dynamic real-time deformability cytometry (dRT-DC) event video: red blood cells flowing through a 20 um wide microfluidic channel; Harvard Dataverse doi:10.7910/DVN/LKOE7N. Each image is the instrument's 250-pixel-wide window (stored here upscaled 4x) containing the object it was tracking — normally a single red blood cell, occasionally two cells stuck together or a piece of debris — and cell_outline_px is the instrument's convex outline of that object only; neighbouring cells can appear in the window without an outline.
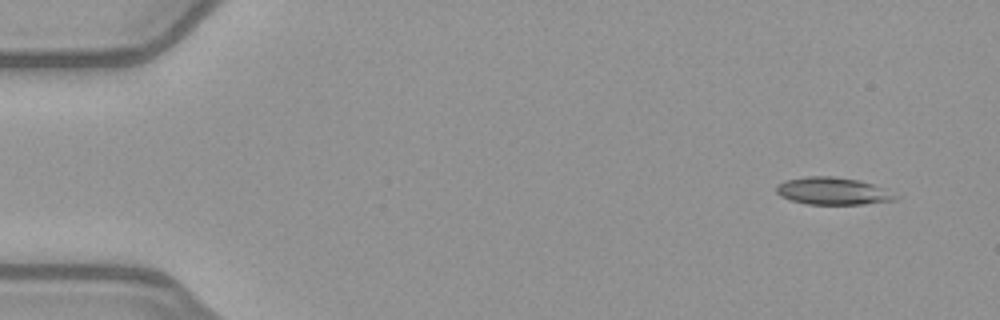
{"species": "common noctule bat (a hibernating species)", "species_latin": "Nyctalus noctula", "temperature_condition": "warm", "stored_images_in_passage": 49, "camera_frame_rate_fps": 3000, "um_per_image_px": 0.085, "animal": {"sex": "female", "body_mass_g": 21.9}, "frame": {"image": 1, "passage_image": 1, "time_ms": 0.0, "image_size_px": [1000, 320], "cell_outline_px": [[896, 200], [864, 204], [808, 204], [792, 200], [780, 196], [776, 192], [776, 184], [784, 180], [804, 176], [832, 176], [860, 180], [872, 184], [896, 196]], "centroid_in_image_um": [70.7, 16.23], "position_along_channel_um": 14.3, "area_um2": 18.79}}
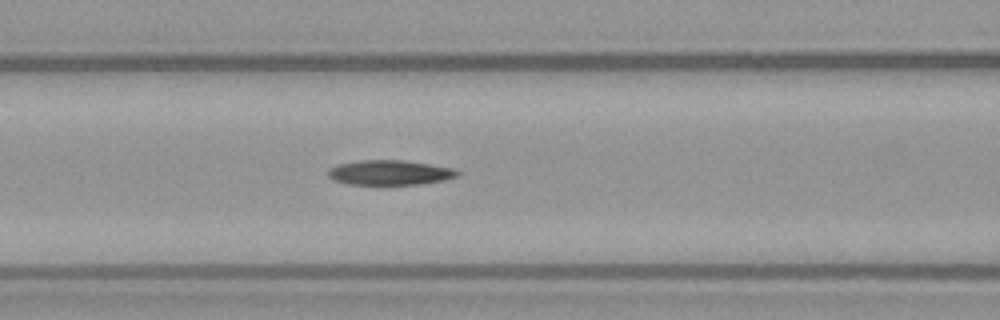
{"frame": {"image": 2, "passage_image": 19, "time_ms": 6.0, "image_size_px": [1000, 320], "cell_outline_px": [[460, 172], [456, 176], [444, 180], [416, 184], [348, 184], [332, 180], [328, 176], [328, 172], [336, 164], [356, 160], [404, 160], [452, 168]], "centroid_in_image_um": [33.07, 14.66], "position_along_channel_um": 133.5, "area_um2": 18.55}}
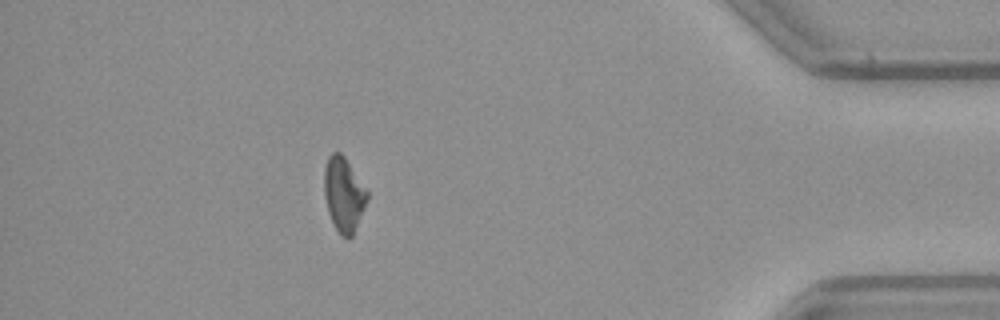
{"frame": {"image": 3, "passage_image": 43, "time_ms": 14.0, "image_size_px": [1000, 320], "cell_outline_px": [[368, 200], [352, 236], [348, 240], [340, 236], [328, 212], [324, 196], [324, 168], [328, 156], [332, 152], [340, 152], [344, 156], [368, 192]], "centroid_in_image_um": [29.2, 16.54], "position_along_channel_um": 406.0, "area_um2": 18.61}}